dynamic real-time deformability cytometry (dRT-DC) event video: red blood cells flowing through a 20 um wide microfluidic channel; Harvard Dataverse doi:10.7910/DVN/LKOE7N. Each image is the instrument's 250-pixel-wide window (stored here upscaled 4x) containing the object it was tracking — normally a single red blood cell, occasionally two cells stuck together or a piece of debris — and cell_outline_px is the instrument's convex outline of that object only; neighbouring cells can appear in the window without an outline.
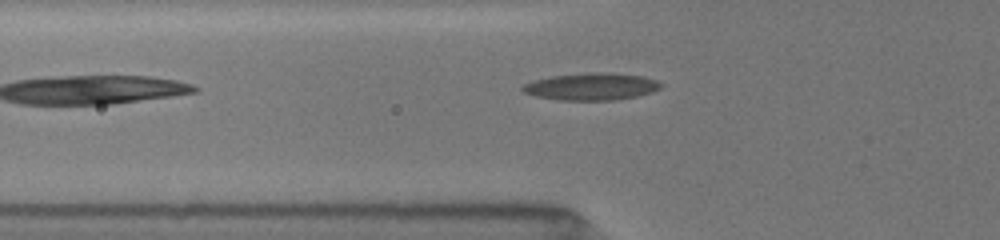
{"species": "common noctule bat (a hibernating species)", "species_latin": "Nyctalus noctula", "temperature_condition": "room temperature", "stored_images_in_passage": 34, "camera_frame_rate_fps": 3000, "um_per_image_px": 0.085, "animal": {"sex": "female", "body_mass_g": 19.5, "forearm_length_mm": 54.1}, "frame": {"image": 1, "passage_image": 4, "time_ms": 1.0, "image_size_px": [1000, 240], "cell_outline_px": [[664, 84], [660, 88], [652, 92], [636, 96], [612, 100], [560, 100], [536, 96], [524, 92], [520, 88], [524, 84], [536, 80], [552, 76], [596, 72], [600, 72], [644, 76], [656, 80]], "centroid_in_image_um": [50.29, 7.36], "position_along_channel_um": 75.5, "area_um2": 21.62}}
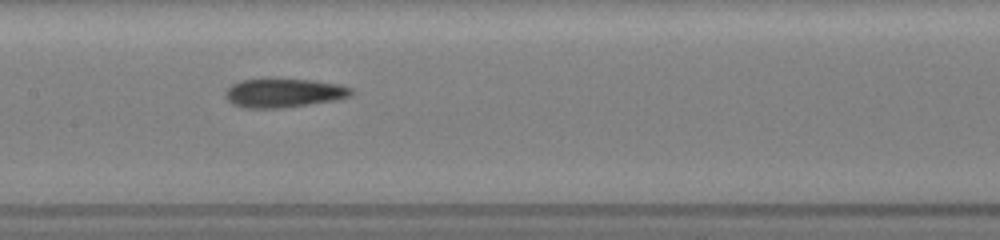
{"frame": {"image": 2, "passage_image": 12, "time_ms": 3.667, "image_size_px": [1000, 240], "cell_outline_px": [[356, 92], [352, 96], [336, 100], [284, 108], [244, 108], [232, 104], [224, 96], [224, 92], [232, 84], [240, 80], [260, 76], [272, 76], [312, 80], [340, 84], [352, 88]], "centroid_in_image_um": [24.1, 7.85], "position_along_channel_um": 183.3, "area_um2": 22.43}}
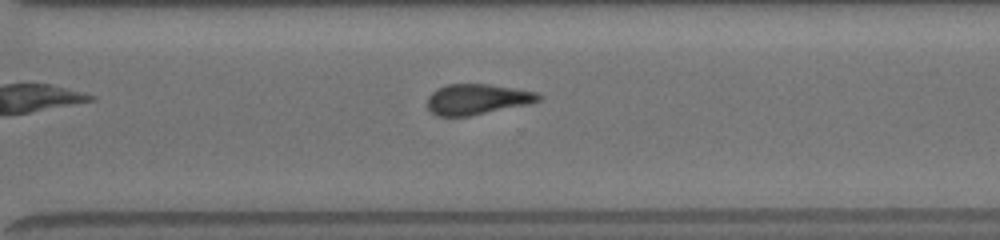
{"frame": {"image": 3, "passage_image": 23, "time_ms": 7.333, "image_size_px": [1000, 240], "cell_outline_px": [[544, 96], [540, 100], [528, 104], [472, 116], [440, 116], [432, 112], [428, 108], [428, 96], [436, 88], [448, 84], [492, 84], [536, 92]], "centroid_in_image_um": [40.58, 8.43], "position_along_channel_um": 330.0, "area_um2": 19.88}}